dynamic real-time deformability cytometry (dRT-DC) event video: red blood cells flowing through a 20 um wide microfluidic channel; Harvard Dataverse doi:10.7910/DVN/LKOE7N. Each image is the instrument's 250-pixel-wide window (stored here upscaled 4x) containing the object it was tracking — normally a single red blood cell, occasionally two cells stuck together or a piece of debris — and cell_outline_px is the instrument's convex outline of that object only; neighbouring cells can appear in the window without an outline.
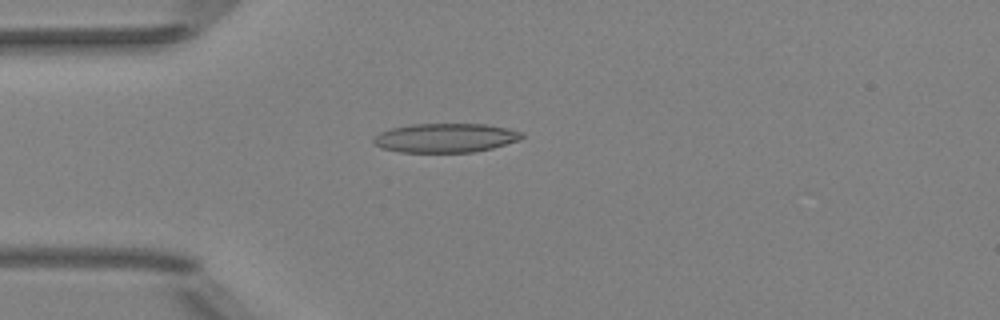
{"species": "Egyptian fruit bat (a non-hibernating species)", "species_latin": "Rousettus aegyptiacus", "temperature_condition": "room temperature", "stored_images_in_passage": 45, "camera_frame_rate_fps": 3000, "um_per_image_px": 0.085, "animal": {"sex": "female"}, "frame": {"image": 1, "passage_image": 8, "time_ms": 2.333, "image_size_px": [1000, 320], "cell_outline_px": [[524, 136], [520, 140], [492, 148], [472, 152], [400, 152], [380, 148], [372, 140], [380, 132], [392, 128], [408, 124], [484, 124], [508, 128], [524, 132]], "centroid_in_image_um": [37.88, 11.72], "position_along_channel_um": 47.1, "area_um2": 25.2}}
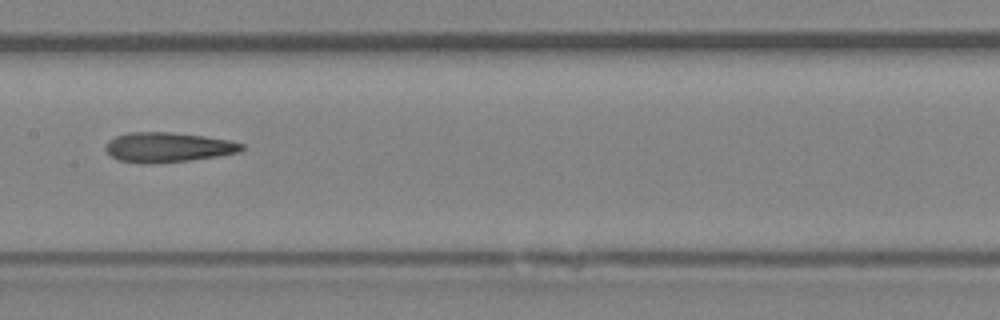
{"frame": {"image": 2, "passage_image": 20, "time_ms": 6.333, "image_size_px": [1000, 320], "cell_outline_px": [[244, 148], [240, 152], [220, 156], [192, 160], [148, 164], [144, 164], [120, 160], [112, 156], [104, 148], [108, 140], [116, 136], [128, 132], [168, 132], [204, 136], [232, 140], [244, 144]], "centroid_in_image_um": [14.31, 12.52], "position_along_channel_um": 193.1, "area_um2": 23.81}}
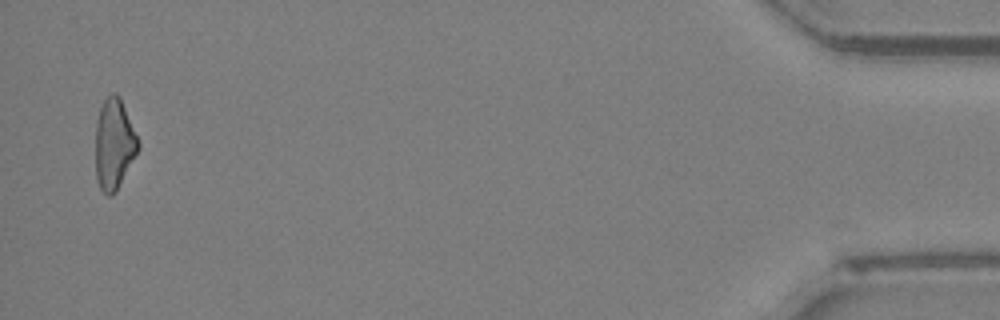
{"frame": {"image": 3, "passage_image": 44, "time_ms": 14.333, "image_size_px": [1000, 320], "cell_outline_px": [[140, 148], [116, 192], [112, 196], [108, 196], [100, 188], [96, 180], [96, 120], [100, 108], [104, 100], [112, 92], [116, 92], [120, 96], [140, 144]], "centroid_in_image_um": [9.7, 12.25], "position_along_channel_um": 425.5, "area_um2": 22.6}, "authors_computed_cell_mechanics": {"area_um2": 23.6402, "velocity_mm_per_s": 4.0284, "shape_relaxation_time_tau1_ms": null, "shape_relaxation_time_tau2_ms": 3.8146, "deformation_change_tau1": null, "deformation_change_tau2": 0.1412}}